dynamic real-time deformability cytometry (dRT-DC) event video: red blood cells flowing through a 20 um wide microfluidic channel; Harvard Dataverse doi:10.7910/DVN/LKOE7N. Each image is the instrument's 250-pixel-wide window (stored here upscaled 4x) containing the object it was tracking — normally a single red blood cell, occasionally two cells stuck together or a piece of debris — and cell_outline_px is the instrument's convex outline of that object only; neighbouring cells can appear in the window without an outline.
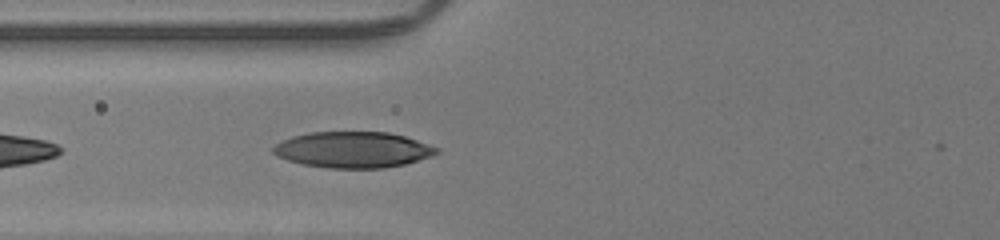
{"species": "human", "species_latin": "Homo sapiens", "temperature_condition": "room temperature", "stored_images_in_passage": 9, "camera_frame_rate_fps": 3000, "um_per_image_px": 0.085, "donor": {"sex": "male"}, "frame": {"image": 1, "passage_image": 3, "time_ms": 0.667, "image_size_px": [1000, 240], "cell_outline_px": [[440, 152], [432, 156], [404, 164], [384, 168], [328, 168], [304, 164], [288, 160], [276, 156], [272, 152], [272, 148], [276, 144], [292, 136], [312, 132], [388, 132], [404, 136], [440, 148]], "centroid_in_image_um": [30.01, 12.73], "position_along_channel_um": 95.8, "area_um2": 34.22}}